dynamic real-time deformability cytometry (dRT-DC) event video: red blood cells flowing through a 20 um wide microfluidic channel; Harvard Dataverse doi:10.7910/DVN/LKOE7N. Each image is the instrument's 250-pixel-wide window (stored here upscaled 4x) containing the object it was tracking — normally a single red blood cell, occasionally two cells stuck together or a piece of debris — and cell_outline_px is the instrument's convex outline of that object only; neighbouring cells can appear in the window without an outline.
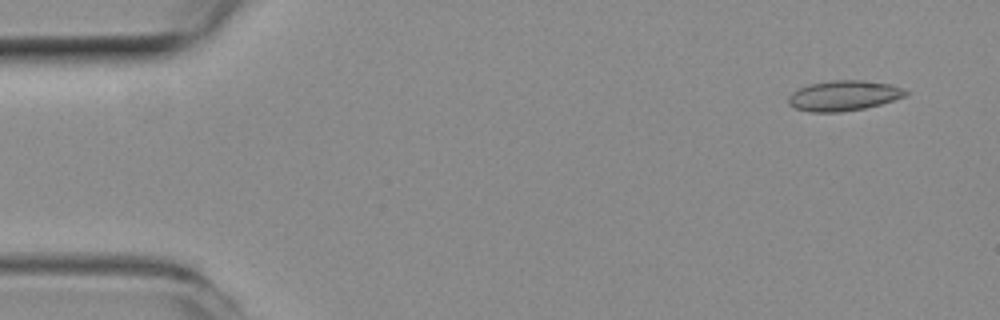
{"species": "common noctule bat (a hibernating species)", "species_latin": "Nyctalus noctula", "temperature_condition": "room temperature", "stored_images_in_passage": 14, "camera_frame_rate_fps": 3000, "um_per_image_px": 0.085, "animal": {"sex": "female", "body_mass_g": 19.3, "forearm_length_mm": 54.1}, "frame": {"image": 1, "passage_image": 3, "time_ms": 0.667, "image_size_px": [1000, 320], "cell_outline_px": [[908, 92], [904, 96], [880, 104], [864, 108], [840, 112], [812, 112], [796, 108], [788, 104], [788, 96], [792, 92], [808, 84], [832, 80], [864, 80], [892, 84], [904, 88]], "centroid_in_image_um": [71.7, 8.12], "position_along_channel_um": 13.3, "area_um2": 20.63}}
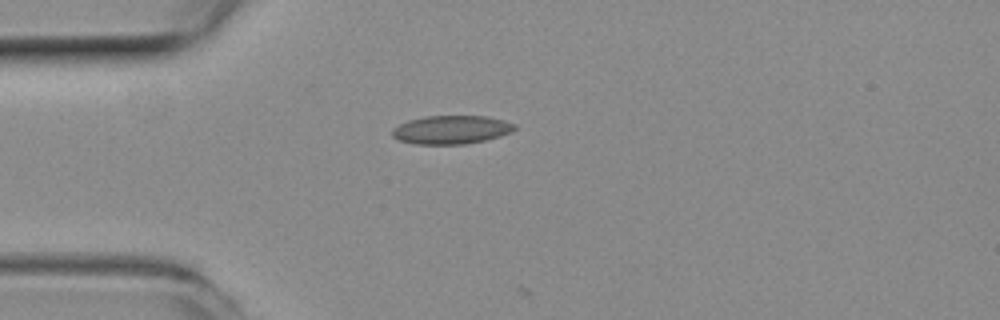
{"frame": {"image": 2, "passage_image": 13, "time_ms": 4.0, "image_size_px": [1000, 320], "cell_outline_px": [[516, 128], [512, 132], [500, 136], [484, 140], [464, 144], [416, 144], [400, 140], [392, 136], [392, 128], [408, 120], [424, 116], [484, 116], [504, 120], [516, 124]], "centroid_in_image_um": [38.37, 11.02], "position_along_channel_um": 46.6, "area_um2": 20.29}}